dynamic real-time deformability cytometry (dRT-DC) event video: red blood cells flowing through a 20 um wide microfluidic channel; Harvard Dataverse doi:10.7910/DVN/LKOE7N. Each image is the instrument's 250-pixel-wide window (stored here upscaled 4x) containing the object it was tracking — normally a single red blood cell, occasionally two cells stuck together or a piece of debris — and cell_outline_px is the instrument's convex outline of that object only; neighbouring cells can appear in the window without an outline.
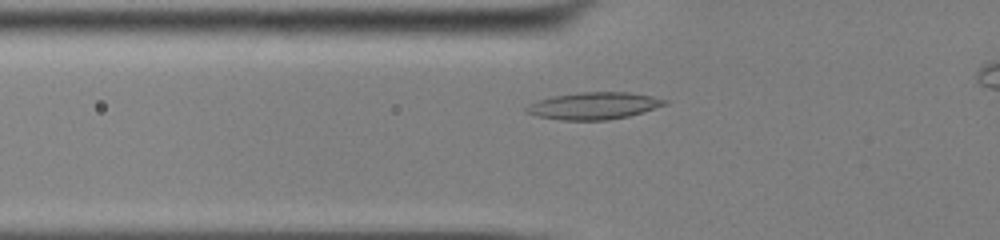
{"species": "common noctule bat (a hibernating species)", "species_latin": "Nyctalus noctula", "temperature_condition": "cold", "stored_images_in_passage": 40, "camera_frame_rate_fps": 3000, "um_per_image_px": 0.085, "animal": {"sex": "male", "body_mass_g": 13.0, "forearm_length_mm": 53.1}, "frame": {"image": 1, "passage_image": 11, "time_ms": 3.333, "image_size_px": [1000, 240], "cell_outline_px": [[668, 104], [628, 116], [608, 120], [560, 120], [536, 116], [524, 112], [524, 108], [540, 100], [552, 96], [580, 92], [628, 92], [652, 96], [668, 100]], "centroid_in_image_um": [50.47, 8.99], "position_along_channel_um": 75.3, "area_um2": 21.73}}
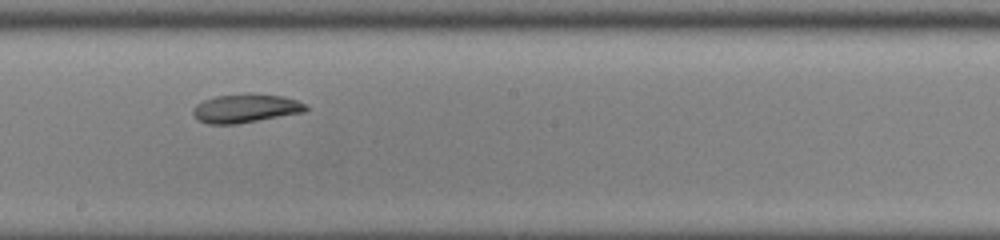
{"frame": {"image": 2, "passage_image": 23, "time_ms": 7.333, "image_size_px": [1000, 240], "cell_outline_px": [[308, 108], [304, 112], [236, 124], [208, 124], [196, 120], [192, 112], [192, 108], [196, 104], [204, 100], [216, 96], [284, 96], [308, 104]], "centroid_in_image_um": [20.84, 9.26], "position_along_channel_um": 227.4, "area_um2": 18.21}}
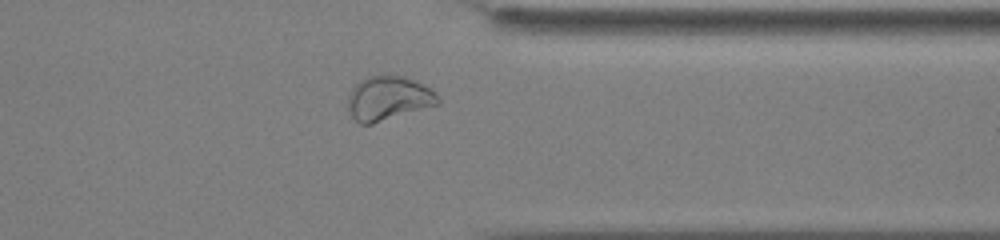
{"frame": {"image": 3, "passage_image": 35, "time_ms": 11.333, "image_size_px": [1000, 240], "cell_outline_px": [[440, 104], [372, 124], [360, 124], [348, 112], [348, 92], [364, 76], [400, 76], [412, 80], [436, 92], [440, 100]], "centroid_in_image_um": [32.98, 8.37], "position_along_channel_um": 378.4, "area_um2": 23.06}}